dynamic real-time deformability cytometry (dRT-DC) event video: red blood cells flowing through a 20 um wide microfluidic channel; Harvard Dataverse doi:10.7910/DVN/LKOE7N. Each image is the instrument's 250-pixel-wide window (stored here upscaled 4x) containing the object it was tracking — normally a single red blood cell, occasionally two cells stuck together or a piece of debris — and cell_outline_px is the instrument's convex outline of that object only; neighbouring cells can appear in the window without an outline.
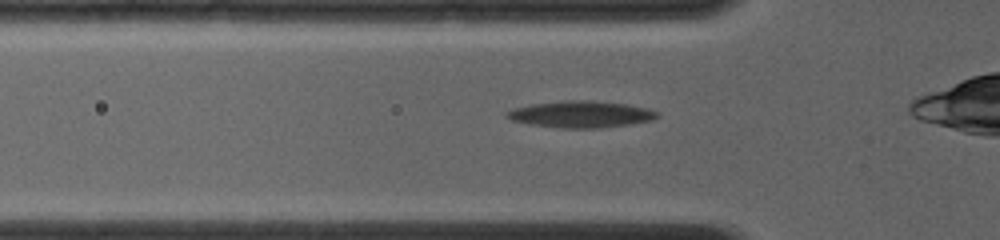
{"species": "common noctule bat (a hibernating species)", "species_latin": "Nyctalus noctula", "temperature_condition": "room temperature", "stored_images_in_passage": 26, "camera_frame_rate_fps": 4000, "um_per_image_px": 0.085, "animal": {"sex": "female", "body_mass_g": 19.0, "forearm_length_mm": 56.7}, "frame": {"image": 1, "passage_image": 10, "time_ms": 2.25, "image_size_px": [1000, 240], "cell_outline_px": [[660, 116], [652, 120], [628, 124], [600, 128], [560, 128], [528, 124], [512, 120], [504, 116], [504, 112], [528, 104], [560, 100], [592, 100], [624, 104], [648, 108], [660, 112]], "centroid_in_image_um": [49.35, 9.7], "position_along_channel_um": 76.5, "area_um2": 23.58}}
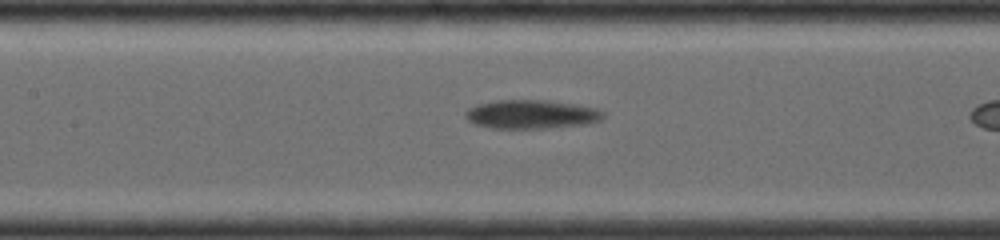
{"frame": {"image": 2, "passage_image": 19, "time_ms": 4.5, "image_size_px": [1000, 240], "cell_outline_px": [[604, 116], [600, 120], [584, 124], [548, 128], [492, 128], [476, 124], [468, 120], [464, 116], [464, 112], [468, 108], [476, 104], [496, 100], [548, 100], [576, 104], [596, 108], [604, 112]], "centroid_in_image_um": [45.14, 9.7], "position_along_channel_um": 162.3, "area_um2": 23.18}}
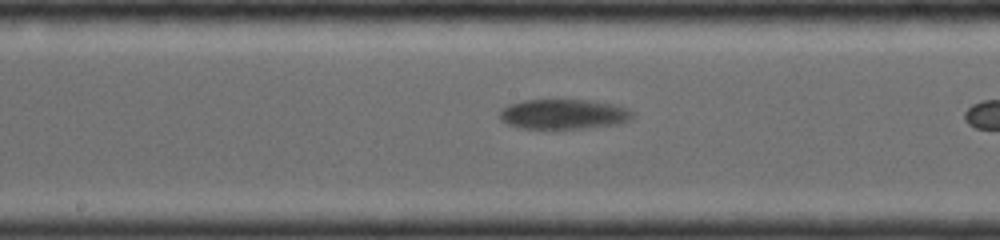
{"frame": {"image": 3, "passage_image": 23, "time_ms": 5.5, "image_size_px": [1000, 240], "cell_outline_px": [[636, 116], [632, 120], [616, 124], [584, 128], [524, 128], [508, 124], [500, 120], [500, 112], [508, 104], [524, 100], [588, 100], [616, 104], [628, 108]], "centroid_in_image_um": [47.96, 9.69], "position_along_channel_um": 200.2, "area_um2": 23.18}}